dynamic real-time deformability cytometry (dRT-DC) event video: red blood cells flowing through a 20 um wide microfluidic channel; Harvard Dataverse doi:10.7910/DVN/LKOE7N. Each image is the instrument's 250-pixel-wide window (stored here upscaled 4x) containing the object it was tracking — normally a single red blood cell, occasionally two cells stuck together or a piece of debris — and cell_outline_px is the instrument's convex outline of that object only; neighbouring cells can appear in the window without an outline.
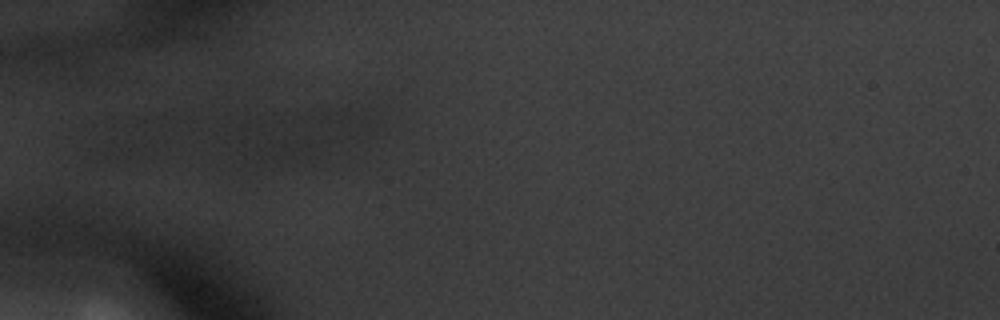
{"species": "common noctule bat (a hibernating species)", "species_latin": "Nyctalus noctula", "temperature_condition": "warm", "stored_images_in_passage": 5, "camera_frame_rate_fps": 3000, "um_per_image_px": 0.085, "animal": {"sex": "male", "body_mass_g": 20.1, "forearm_length_mm": 53.5}, "frame": {"image": 1, "passage_image": 2, "time_ms": 0.333, "image_size_px": [1000, 320], "cell_outline_px": [[312, 144], [300, 156], [264, 160], [240, 160], [224, 140], [236, 128], [248, 120], [300, 136], [312, 140]], "centroid_in_image_um": [22.54, 12.13], "position_along_channel_um": 62.5, "area_um2": 16.76}}
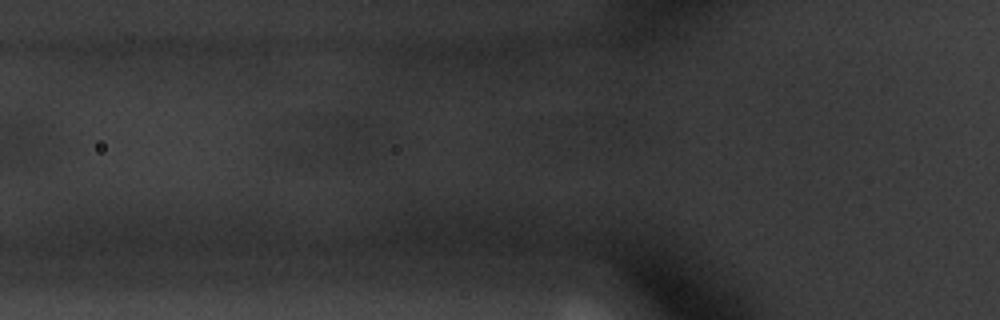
{"frame": {"image": 2, "passage_image": 4, "time_ms": 1.0, "image_size_px": [1000, 320], "cell_outline_px": [[372, 156], [364, 164], [348, 168], [312, 160], [296, 156], [312, 128], [324, 116], [368, 116], [372, 124]], "centroid_in_image_um": [28.87, 12.01], "position_along_channel_um": 96.9, "area_um2": 22.02}}